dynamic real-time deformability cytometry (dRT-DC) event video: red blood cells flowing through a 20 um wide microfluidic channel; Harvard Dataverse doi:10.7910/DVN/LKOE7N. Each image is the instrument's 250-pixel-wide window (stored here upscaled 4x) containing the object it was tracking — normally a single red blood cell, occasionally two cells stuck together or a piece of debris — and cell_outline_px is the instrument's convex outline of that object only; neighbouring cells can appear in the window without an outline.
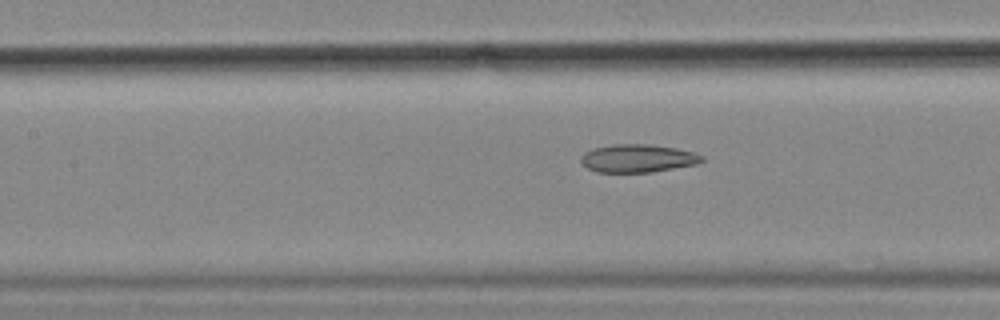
{"species": "common noctule bat (a hibernating species)", "species_latin": "Nyctalus noctula", "temperature_condition": "cold", "stored_images_in_passage": 56, "camera_frame_rate_fps": 3000, "um_per_image_px": 0.085, "animal": {"sex": "female", "body_mass_g": 18.4}, "frame": {"image": 1, "passage_image": 25, "time_ms": 8.0, "image_size_px": [1000, 320], "cell_outline_px": [[704, 160], [696, 164], [652, 172], [596, 172], [588, 168], [580, 160], [584, 152], [592, 148], [612, 144], [652, 144], [676, 148], [696, 152], [704, 156]], "centroid_in_image_um": [54.23, 13.45], "position_along_channel_um": 153.2, "area_um2": 19.88}, "authors_computed_cell_mechanics": {"area_um2": 21.4727, "velocity_mm_per_s": 3.5852, "shape_relaxation_time_tau1_ms": null, "shape_relaxation_time_tau2_ms": 2.6468, "deformation_change_tau1": null, "deformation_change_tau2": 0.0991}}